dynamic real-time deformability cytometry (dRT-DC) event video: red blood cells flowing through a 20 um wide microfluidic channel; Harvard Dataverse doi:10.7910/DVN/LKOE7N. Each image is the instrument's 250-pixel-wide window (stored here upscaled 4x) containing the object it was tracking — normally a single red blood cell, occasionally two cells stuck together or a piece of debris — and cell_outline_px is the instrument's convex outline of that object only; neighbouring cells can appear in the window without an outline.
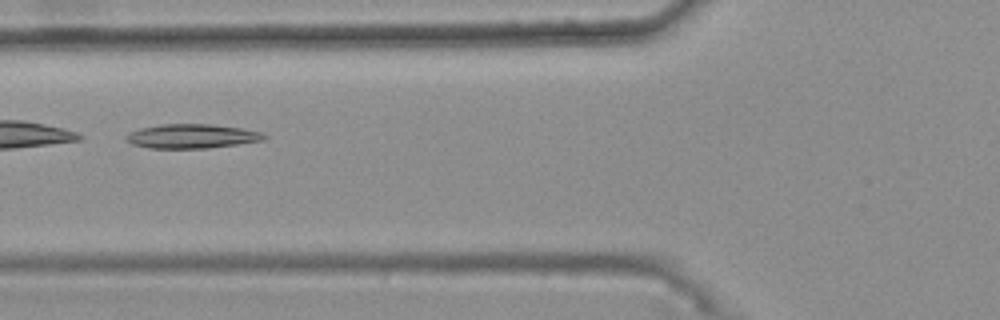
{"species": "common noctule bat (a hibernating species)", "species_latin": "Nyctalus noctula", "temperature_condition": "warm", "stored_images_in_passage": 31, "camera_frame_rate_fps": 3000, "um_per_image_px": 0.085, "animal": {"sex": "female", "body_mass_g": 25.1}, "frame": {"image": 1, "passage_image": 5, "time_ms": 1.333, "image_size_px": [1000, 320], "cell_outline_px": [[268, 136], [264, 140], [208, 148], [148, 148], [132, 144], [124, 140], [124, 136], [128, 132], [140, 128], [164, 124], [212, 124], [240, 128], [260, 132]], "centroid_in_image_um": [16.25, 11.58], "position_along_channel_um": 109.6, "area_um2": 19.48}, "authors_computed_cell_mechanics": {"area_um2": 18.6694, "velocity_mm_per_s": 3.761, "shape_relaxation_time_tau1_ms": null, "shape_relaxation_time_tau2_ms": 9.0278, "deformation_change_tau1": null, "deformation_change_tau2": 0.1837}}